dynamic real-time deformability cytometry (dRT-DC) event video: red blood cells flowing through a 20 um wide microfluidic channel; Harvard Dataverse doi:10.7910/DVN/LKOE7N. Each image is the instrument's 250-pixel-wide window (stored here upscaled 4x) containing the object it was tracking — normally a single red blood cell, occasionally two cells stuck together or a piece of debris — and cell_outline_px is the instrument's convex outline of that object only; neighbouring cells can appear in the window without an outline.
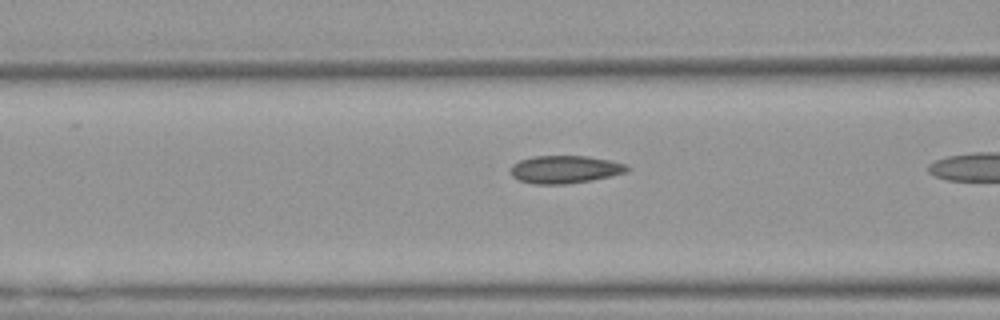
{"species": "Egyptian fruit bat (a non-hibernating species)", "species_latin": "Rousettus aegyptiacus", "temperature_condition": "warm", "stored_images_in_passage": 7, "camera_frame_rate_fps": 3000, "um_per_image_px": 0.085, "animal": {"sex": "female"}, "frame": {"image": 1, "passage_image": 6, "time_ms": 1.667, "image_size_px": [1000, 320], "cell_outline_px": [[632, 168], [628, 172], [592, 180], [568, 184], [532, 184], [520, 180], [512, 176], [512, 164], [520, 160], [532, 156], [588, 156], [608, 160], [624, 164]], "centroid_in_image_um": [48.04, 14.4], "position_along_channel_um": 118.6, "area_um2": 18.84}}